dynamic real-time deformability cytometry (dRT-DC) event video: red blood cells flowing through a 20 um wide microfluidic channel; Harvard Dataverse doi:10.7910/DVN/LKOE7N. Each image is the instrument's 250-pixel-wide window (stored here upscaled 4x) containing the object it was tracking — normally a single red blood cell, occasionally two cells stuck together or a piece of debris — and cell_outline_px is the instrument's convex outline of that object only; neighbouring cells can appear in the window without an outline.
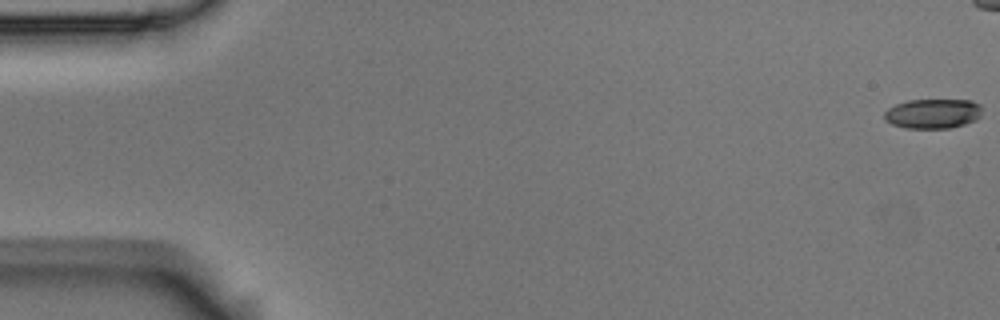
{"species": "Egyptian fruit bat (a non-hibernating species)", "species_latin": "Rousettus aegyptiacus", "temperature_condition": "room temperature", "stored_images_in_passage": 47, "camera_frame_rate_fps": 3000, "um_per_image_px": 0.085, "animal": {"sex": "male"}, "frame": {"image": 1, "passage_image": 1, "time_ms": 0.0, "image_size_px": [1000, 320], "cell_outline_px": [[980, 116], [976, 120], [964, 124], [948, 128], [904, 128], [892, 124], [884, 120], [884, 112], [888, 108], [896, 104], [908, 100], [972, 100], [980, 104]], "centroid_in_image_um": [79.27, 9.65], "position_along_channel_um": 5.7, "area_um2": 16.94}}
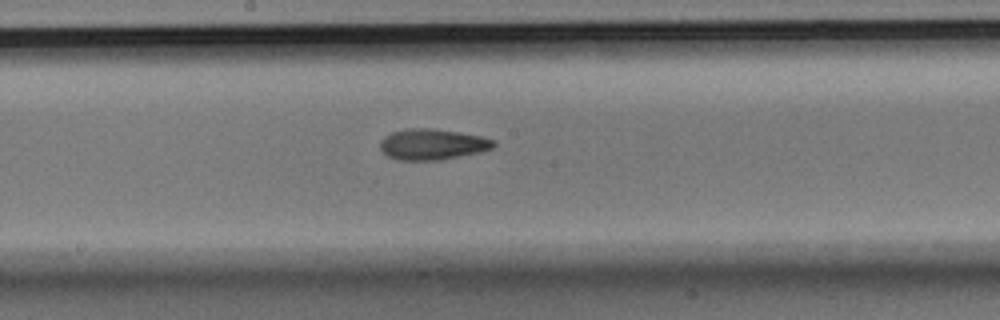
{"frame": {"image": 2, "passage_image": 31, "time_ms": 10.0, "image_size_px": [1000, 320], "cell_outline_px": [[496, 144], [492, 148], [484, 152], [440, 160], [396, 160], [388, 156], [380, 148], [380, 140], [384, 136], [392, 132], [408, 128], [432, 128], [480, 136], [496, 140]], "centroid_in_image_um": [36.77, 12.27], "position_along_channel_um": 211.4, "area_um2": 20.58}}
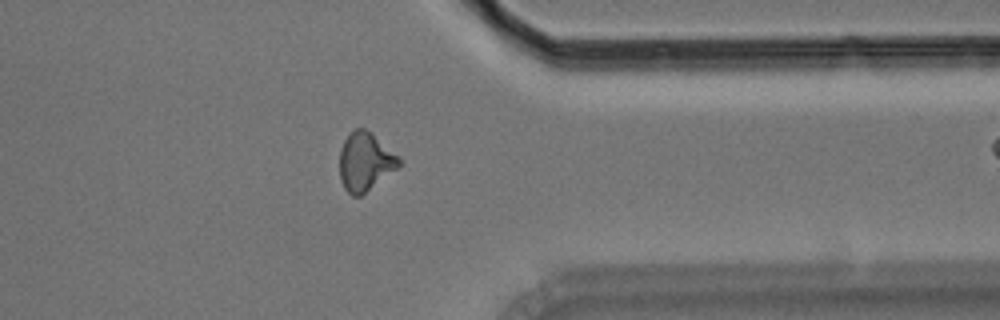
{"frame": {"image": 3, "passage_image": 46, "time_ms": 15.0, "image_size_px": [1000, 320], "cell_outline_px": [[400, 164], [396, 168], [360, 196], [352, 196], [344, 188], [340, 180], [340, 148], [344, 140], [356, 128], [364, 128], [372, 132], [400, 156]], "centroid_in_image_um": [31.03, 13.72], "position_along_channel_um": 380.4, "area_um2": 20.06}}